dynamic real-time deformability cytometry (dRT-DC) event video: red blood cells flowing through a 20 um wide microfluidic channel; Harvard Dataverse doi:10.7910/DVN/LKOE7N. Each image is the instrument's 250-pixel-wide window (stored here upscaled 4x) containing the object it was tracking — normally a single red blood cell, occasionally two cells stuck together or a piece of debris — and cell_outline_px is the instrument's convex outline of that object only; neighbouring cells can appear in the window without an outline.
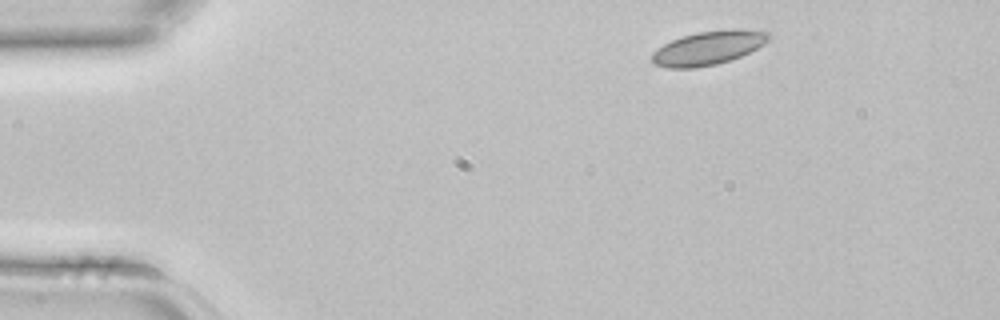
{"species": "common noctule bat (a hibernating species)", "species_latin": "Nyctalus noctula", "temperature_condition": "room temperature", "stored_images_in_passage": 4, "camera_frame_rate_fps": 3000, "um_per_image_px": 0.085, "animal": {"sex": "female", "body_mass_g": 22.7, "forearm_length_mm": 54.2}, "frame": {"image": 1, "passage_image": 1, "time_ms": 0.0, "image_size_px": [1000, 320], "cell_outline_px": [[772, 36], [764, 44], [740, 56], [716, 64], [696, 68], [668, 68], [656, 64], [652, 60], [652, 52], [664, 44], [672, 40], [696, 32], [732, 28], [740, 28], [768, 32]], "centroid_in_image_um": [60.22, 4.06], "position_along_channel_um": 24.8, "area_um2": 22.89}}
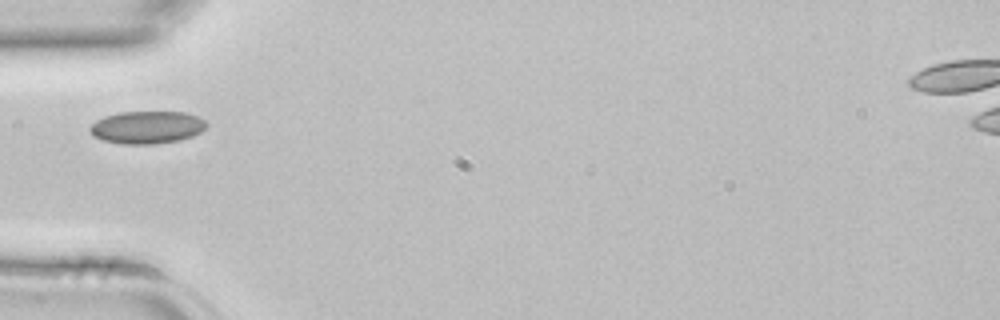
{"frame": {"image": 2, "passage_image": 3, "time_ms": 0.667, "image_size_px": [1000, 320], "cell_outline_px": [[208, 124], [200, 132], [192, 136], [180, 140], [152, 144], [124, 144], [104, 140], [96, 136], [88, 128], [96, 120], [104, 116], [120, 112], [184, 112], [196, 116], [204, 120]], "centroid_in_image_um": [12.5, 10.81], "position_along_channel_um": 72.5, "area_um2": 21.91}}